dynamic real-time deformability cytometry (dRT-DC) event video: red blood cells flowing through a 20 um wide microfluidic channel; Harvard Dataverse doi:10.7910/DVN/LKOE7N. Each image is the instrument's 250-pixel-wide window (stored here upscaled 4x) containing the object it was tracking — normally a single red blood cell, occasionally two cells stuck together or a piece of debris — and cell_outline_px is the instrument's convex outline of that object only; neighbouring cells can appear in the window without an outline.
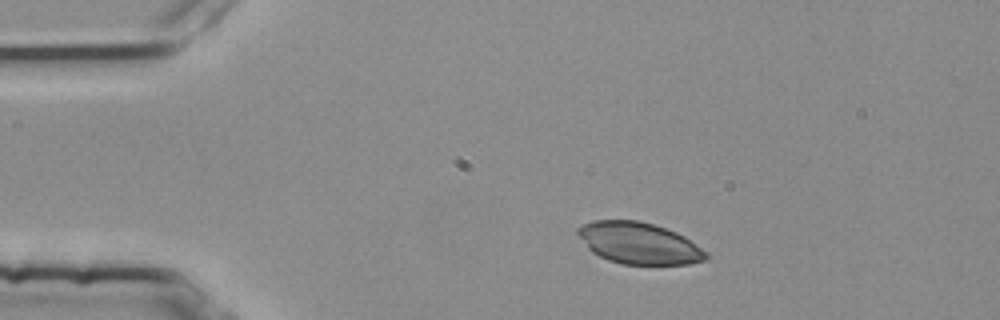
{"species": "common noctule bat (a hibernating species)", "species_latin": "Nyctalus noctula", "temperature_condition": "room temperature", "stored_images_in_passage": 41, "camera_frame_rate_fps": 3000, "um_per_image_px": 0.085, "animal": {"sex": "female", "body_mass_g": 25.1}, "frame": {"image": 1, "passage_image": 1, "time_ms": 0.0, "image_size_px": [1000, 320], "cell_outline_px": [[708, 256], [704, 260], [688, 264], [624, 264], [608, 260], [592, 252], [588, 248], [576, 232], [576, 228], [592, 220], [636, 220], [652, 224], [676, 232], [684, 236], [708, 252]], "centroid_in_image_um": [54.3, 20.67], "position_along_channel_um": 30.7, "area_um2": 30.87}}
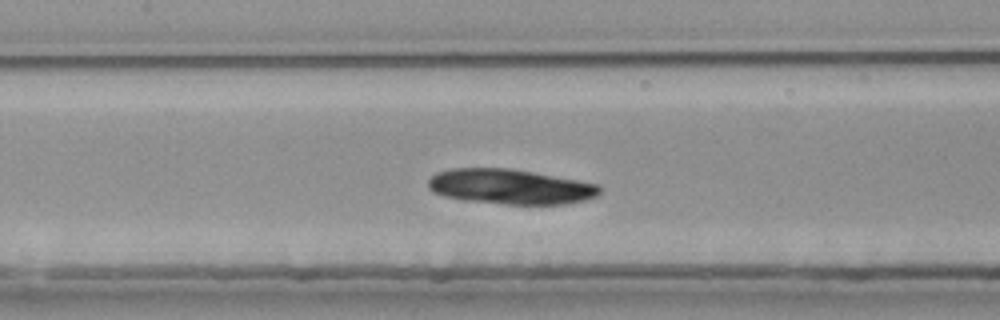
{"frame": {"image": 2, "passage_image": 16, "time_ms": 5.0, "image_size_px": [1000, 320], "cell_outline_px": [[600, 192], [596, 196], [584, 200], [564, 204], [504, 204], [468, 200], [444, 196], [432, 192], [428, 188], [428, 180], [436, 172], [452, 168], [508, 168], [532, 172], [600, 184]], "centroid_in_image_um": [43.35, 15.86], "position_along_channel_um": 164.1, "area_um2": 34.85}}
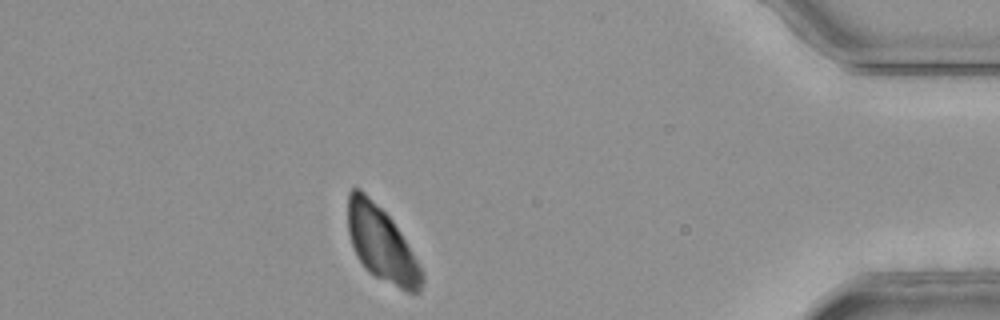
{"frame": {"image": 3, "passage_image": 39, "time_ms": 12.667, "image_size_px": [1000, 320], "cell_outline_px": [[424, 280], [420, 292], [408, 292], [368, 272], [364, 268], [356, 256], [348, 232], [348, 192], [352, 188], [360, 188], [392, 220], [400, 232], [424, 272]], "centroid_in_image_um": [32.42, 20.75], "position_along_channel_um": 402.8, "area_um2": 31.85}}